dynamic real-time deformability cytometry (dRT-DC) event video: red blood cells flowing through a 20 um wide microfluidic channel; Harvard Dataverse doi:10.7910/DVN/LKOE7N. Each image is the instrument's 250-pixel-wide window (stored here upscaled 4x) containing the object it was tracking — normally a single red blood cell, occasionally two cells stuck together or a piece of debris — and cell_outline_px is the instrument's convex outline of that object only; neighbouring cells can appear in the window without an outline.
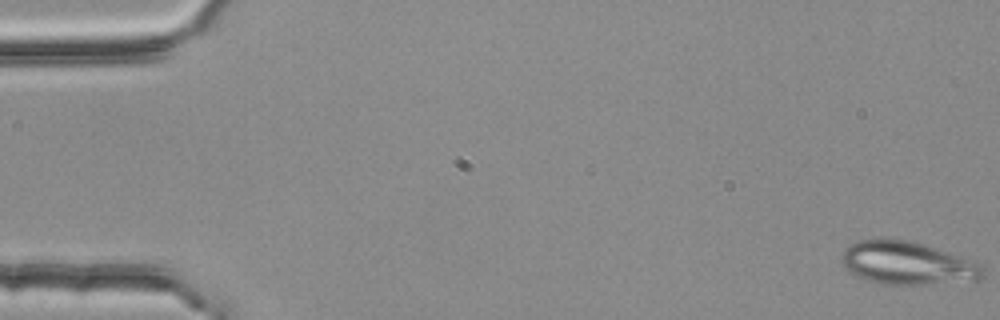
{"species": "common noctule bat (a hibernating species)", "species_latin": "Nyctalus noctula", "temperature_condition": "room temperature", "stored_images_in_passage": 10, "camera_frame_rate_fps": 3000, "um_per_image_px": 0.085, "animal": {"sex": "female", "body_mass_g": 25.1}, "frame": {"image": 1, "passage_image": 1, "time_ms": 0.0, "image_size_px": [1000, 320], "cell_outline_px": [[984, 276], [976, 280], [924, 284], [888, 284], [868, 280], [856, 276], [840, 264], [840, 252], [848, 244], [860, 240], [908, 240], [980, 264], [984, 268]], "centroid_in_image_um": [77.03, 22.38], "position_along_channel_um": 8.0, "area_um2": 34.62}}